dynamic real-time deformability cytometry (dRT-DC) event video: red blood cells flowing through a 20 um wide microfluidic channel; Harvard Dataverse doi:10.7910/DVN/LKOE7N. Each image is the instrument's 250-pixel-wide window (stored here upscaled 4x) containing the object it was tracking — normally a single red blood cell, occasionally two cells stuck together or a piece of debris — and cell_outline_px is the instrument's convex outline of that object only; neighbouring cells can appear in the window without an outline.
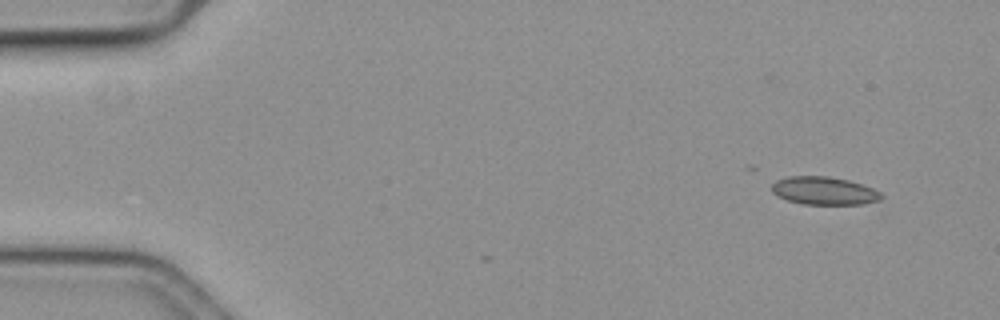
{"species": "common noctule bat (a hibernating species)", "species_latin": "Nyctalus noctula", "temperature_condition": "cold", "stored_images_in_passage": 4, "camera_frame_rate_fps": 3000, "um_per_image_px": 0.085, "animal": {"sex": "female", "body_mass_g": 19.3, "forearm_length_mm": 54.1}, "frame": {"image": 1, "passage_image": 1, "time_ms": 0.0, "image_size_px": [1000, 320], "cell_outline_px": [[884, 196], [880, 200], [864, 204], [800, 204], [776, 196], [772, 192], [772, 184], [776, 180], [788, 176], [828, 176], [848, 180], [872, 188], [880, 192]], "centroid_in_image_um": [70.03, 16.22], "position_along_channel_um": 15.0, "area_um2": 17.92}}